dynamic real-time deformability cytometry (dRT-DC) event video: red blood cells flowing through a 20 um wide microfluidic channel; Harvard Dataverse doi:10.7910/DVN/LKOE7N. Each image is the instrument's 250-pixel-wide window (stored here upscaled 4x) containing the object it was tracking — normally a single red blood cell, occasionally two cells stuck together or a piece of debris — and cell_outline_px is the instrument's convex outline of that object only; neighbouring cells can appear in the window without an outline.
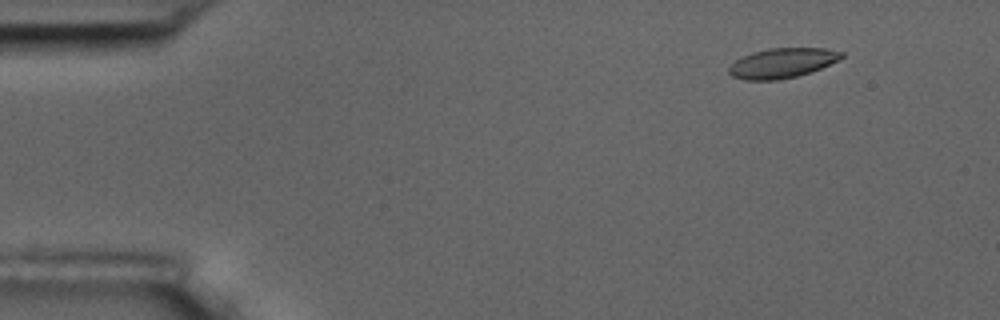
{"species": "common noctule bat (a hibernating species)", "species_latin": "Nyctalus noctula", "temperature_condition": "room temperature", "stored_images_in_passage": 5, "camera_frame_rate_fps": 3000, "um_per_image_px": 0.085, "animal": {"sex": "male", "body_mass_g": 17.5, "forearm_length_mm": 52.3}, "frame": {"image": 1, "passage_image": 2, "time_ms": 1.0, "image_size_px": [1000, 320], "cell_outline_px": [[844, 56], [820, 68], [796, 76], [776, 80], [744, 80], [732, 76], [728, 72], [728, 68], [736, 60], [752, 52], [768, 48], [824, 48], [844, 52]], "centroid_in_image_um": [66.45, 5.35], "position_along_channel_um": 18.5, "area_um2": 19.31}}
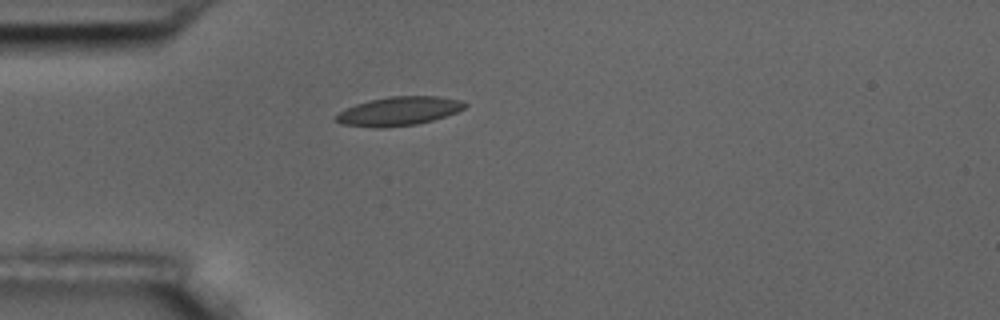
{"frame": {"image": 2, "passage_image": 5, "time_ms": 4.333, "image_size_px": [1000, 320], "cell_outline_px": [[468, 104], [464, 108], [456, 112], [432, 120], [416, 124], [380, 128], [376, 128], [340, 124], [332, 120], [332, 116], [356, 104], [368, 100], [388, 96], [436, 96], [460, 100]], "centroid_in_image_um": [33.83, 9.45], "position_along_channel_um": 51.2, "area_um2": 21.68}}